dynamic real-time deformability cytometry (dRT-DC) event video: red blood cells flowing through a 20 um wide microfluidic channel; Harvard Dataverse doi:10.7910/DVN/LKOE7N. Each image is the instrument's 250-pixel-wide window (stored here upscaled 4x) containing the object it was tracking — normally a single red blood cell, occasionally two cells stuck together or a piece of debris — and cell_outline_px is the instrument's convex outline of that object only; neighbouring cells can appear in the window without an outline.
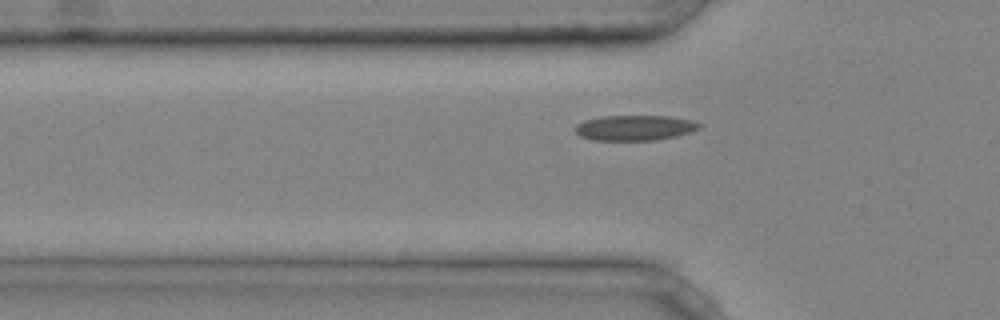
{"species": "common noctule bat (a hibernating species)", "species_latin": "Nyctalus noctula", "temperature_condition": "cold", "stored_images_in_passage": 33, "camera_frame_rate_fps": 3000, "um_per_image_px": 0.085, "animal": {"sex": "male", "body_mass_g": 20.4}, "frame": {"image": 1, "passage_image": 7, "time_ms": 2.0, "image_size_px": [1000, 320], "cell_outline_px": [[700, 128], [692, 132], [676, 136], [656, 140], [592, 140], [580, 136], [576, 132], [576, 124], [584, 120], [600, 116], [668, 116], [692, 120], [700, 124]], "centroid_in_image_um": [53.95, 10.86], "position_along_channel_um": 71.8, "area_um2": 18.32}}
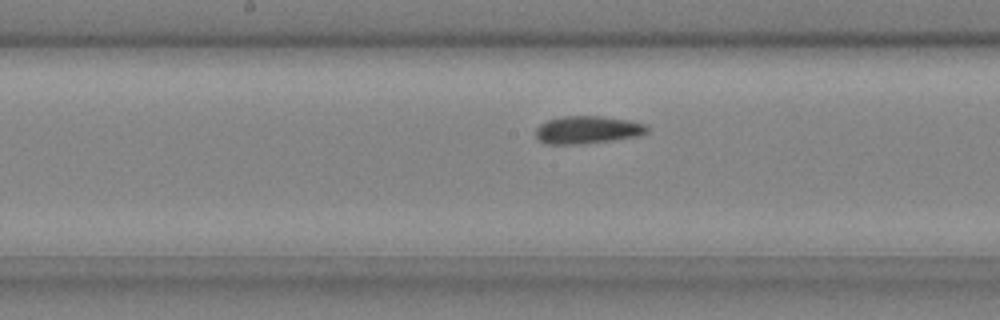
{"frame": {"image": 2, "passage_image": 16, "time_ms": 5.0, "image_size_px": [1000, 320], "cell_outline_px": [[648, 132], [640, 136], [612, 140], [580, 144], [548, 144], [540, 140], [536, 136], [536, 128], [540, 124], [548, 120], [564, 116], [600, 116], [632, 120], [644, 124], [648, 128]], "centroid_in_image_um": [49.97, 11.03], "position_along_channel_um": 198.2, "area_um2": 17.98}}
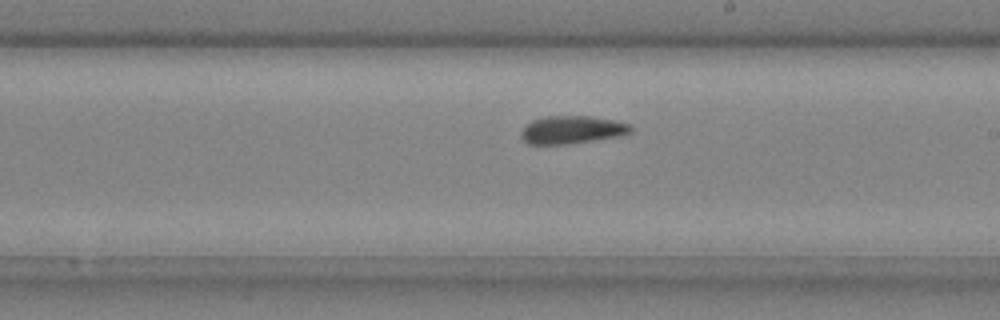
{"frame": {"image": 3, "passage_image": 19, "time_ms": 6.0, "image_size_px": [1000, 320], "cell_outline_px": [[632, 132], [620, 136], [568, 144], [528, 144], [520, 136], [520, 132], [524, 124], [532, 120], [544, 116], [592, 116], [632, 124]], "centroid_in_image_um": [48.59, 11.02], "position_along_channel_um": 240.4, "area_um2": 18.03}, "authors_computed_cell_mechanics": {"area_um2": 18.0336, "velocity_mm_per_s": 4.2191, "shape_relaxation_time_tau1_ms": 3.9145, "shape_relaxation_time_tau2_ms": 1.7867, "deformation_change_tau1": 0.0886, "deformation_change_tau2": 0.0721}}